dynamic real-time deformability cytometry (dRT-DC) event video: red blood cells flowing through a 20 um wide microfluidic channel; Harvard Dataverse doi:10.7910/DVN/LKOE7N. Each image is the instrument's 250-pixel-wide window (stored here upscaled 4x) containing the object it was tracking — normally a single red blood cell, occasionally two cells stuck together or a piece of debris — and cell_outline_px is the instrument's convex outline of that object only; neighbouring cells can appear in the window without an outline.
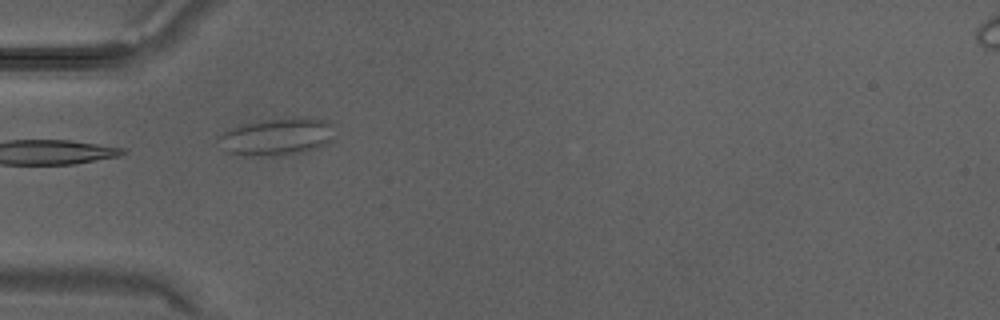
{"species": "Egyptian fruit bat (a non-hibernating species)", "species_latin": "Rousettus aegyptiacus", "temperature_condition": "warm", "stored_images_in_passage": 12, "camera_frame_rate_fps": 3000, "um_per_image_px": 0.085, "animal": {"sex": "male"}, "frame": {"image": 1, "passage_image": 9, "time_ms": 2.667, "image_size_px": [1000, 320], "cell_outline_px": [[332, 124], [328, 140], [324, 144], [316, 148], [304, 152], [272, 156], [228, 152], [220, 148], [216, 136], [228, 128], [260, 120], [304, 116], [328, 120]], "centroid_in_image_um": [23.47, 11.58], "position_along_channel_um": 61.5, "area_um2": 25.09}}